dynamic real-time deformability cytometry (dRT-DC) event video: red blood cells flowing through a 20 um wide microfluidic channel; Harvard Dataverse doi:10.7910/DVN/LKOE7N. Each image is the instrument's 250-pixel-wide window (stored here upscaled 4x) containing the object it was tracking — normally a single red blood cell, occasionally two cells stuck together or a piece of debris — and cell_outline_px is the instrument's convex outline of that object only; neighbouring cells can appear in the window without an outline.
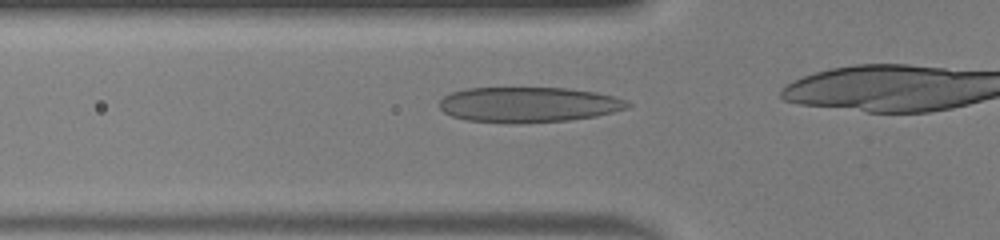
{"species": "human", "species_latin": "Homo sapiens", "temperature_condition": "warm", "stored_images_in_passage": 13, "camera_frame_rate_fps": 3000, "um_per_image_px": 0.085, "donor": {"sex": "male"}, "frame": {"image": 1, "passage_image": 2, "time_ms": 0.333, "image_size_px": [1000, 240], "cell_outline_px": [[632, 104], [628, 108], [596, 116], [568, 120], [468, 120], [452, 116], [444, 112], [440, 108], [440, 100], [444, 96], [452, 92], [468, 88], [568, 88], [596, 92], [612, 96], [624, 100]], "centroid_in_image_um": [44.95, 8.84], "position_along_channel_um": 80.8, "area_um2": 37.22}}
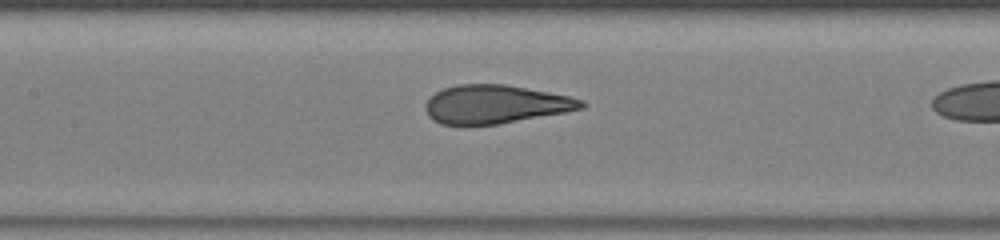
{"frame": {"image": 2, "passage_image": 8, "time_ms": 2.333, "image_size_px": [1000, 240], "cell_outline_px": [[588, 104], [584, 108], [564, 112], [496, 124], [440, 124], [432, 120], [428, 116], [424, 108], [424, 104], [436, 92], [444, 88], [456, 84], [504, 84], [548, 92], [568, 96], [584, 100]], "centroid_in_image_um": [42.09, 8.85], "position_along_channel_um": 165.3, "area_um2": 34.68}}
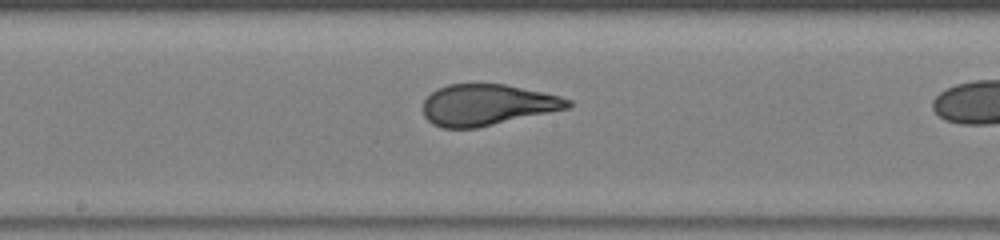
{"frame": {"image": 3, "passage_image": 11, "time_ms": 3.333, "image_size_px": [1000, 240], "cell_outline_px": [[572, 104], [568, 108], [476, 128], [444, 128], [432, 124], [424, 116], [424, 100], [436, 88], [448, 84], [504, 84], [544, 92], [560, 96], [572, 100]], "centroid_in_image_um": [41.4, 8.9], "position_along_channel_um": 206.8, "area_um2": 34.56}}